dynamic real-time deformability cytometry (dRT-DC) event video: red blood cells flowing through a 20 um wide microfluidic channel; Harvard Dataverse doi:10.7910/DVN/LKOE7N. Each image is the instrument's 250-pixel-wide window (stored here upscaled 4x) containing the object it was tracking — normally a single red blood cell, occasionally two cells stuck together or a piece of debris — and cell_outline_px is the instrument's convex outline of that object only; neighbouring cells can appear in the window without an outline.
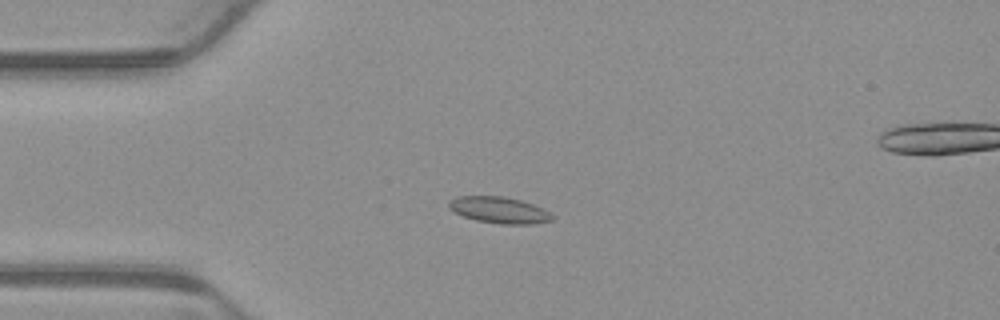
{"species": "common noctule bat (a hibernating species)", "species_latin": "Nyctalus noctula", "temperature_condition": "warm", "stored_images_in_passage": 6, "camera_frame_rate_fps": 3000, "um_per_image_px": 0.085, "animal": {"sex": "male", "body_mass_g": 23.1, "forearm_length_mm": 52.7}, "frame": {"image": 1, "passage_image": 4, "time_ms": 1.0, "image_size_px": [1000, 320], "cell_outline_px": [[556, 216], [552, 220], [532, 224], [500, 224], [476, 220], [464, 216], [448, 208], [448, 200], [456, 196], [504, 196], [520, 200], [532, 204]], "centroid_in_image_um": [42.41, 17.85], "position_along_channel_um": 42.6, "area_um2": 15.84}}
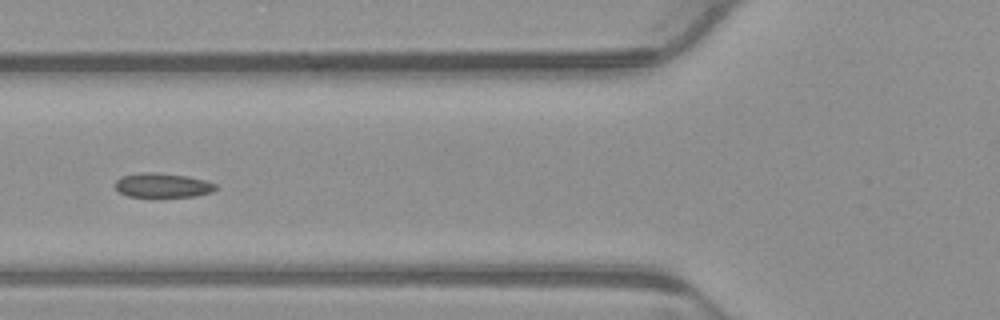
{"frame": {"image": 2, "passage_image": 6, "time_ms": 1.667, "image_size_px": [1000, 320], "cell_outline_px": [[216, 188], [212, 192], [196, 196], [128, 196], [120, 192], [116, 188], [116, 180], [120, 176], [144, 172], [156, 172], [188, 176], [204, 180], [216, 184]], "centroid_in_image_um": [13.82, 15.73], "position_along_channel_um": 112.0, "area_um2": 14.1}}